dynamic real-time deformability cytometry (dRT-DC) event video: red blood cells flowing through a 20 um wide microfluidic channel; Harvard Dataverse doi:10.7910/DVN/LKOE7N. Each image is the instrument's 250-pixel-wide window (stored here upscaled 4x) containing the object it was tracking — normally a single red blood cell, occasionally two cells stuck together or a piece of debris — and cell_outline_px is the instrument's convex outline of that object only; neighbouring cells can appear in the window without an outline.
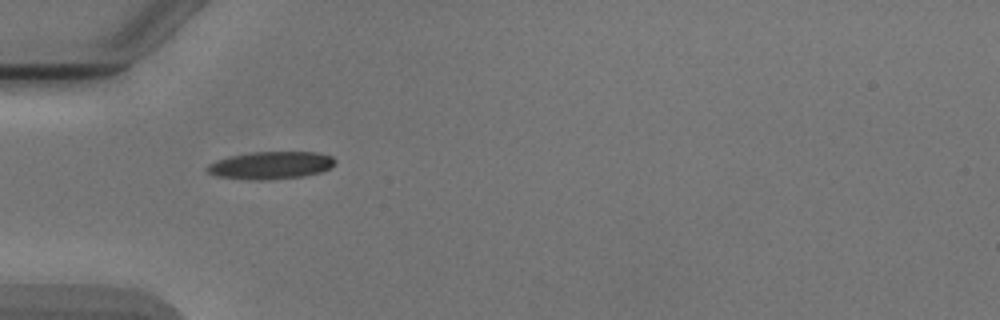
{"species": "Egyptian fruit bat (a non-hibernating species)", "species_latin": "Rousettus aegyptiacus", "temperature_condition": "cold", "stored_images_in_passage": 2, "camera_frame_rate_fps": 3000, "um_per_image_px": 0.085, "animal": {"sex": "male"}, "frame": {"image": 1, "passage_image": 1, "time_ms": 0.0, "image_size_px": [1000, 320], "cell_outline_px": [[336, 160], [328, 168], [320, 172], [300, 176], [268, 180], [256, 180], [216, 176], [208, 172], [204, 168], [208, 164], [216, 160], [232, 156], [252, 152], [316, 152], [332, 156]], "centroid_in_image_um": [22.97, 14.04], "position_along_channel_um": 62.0, "area_um2": 20.29}}
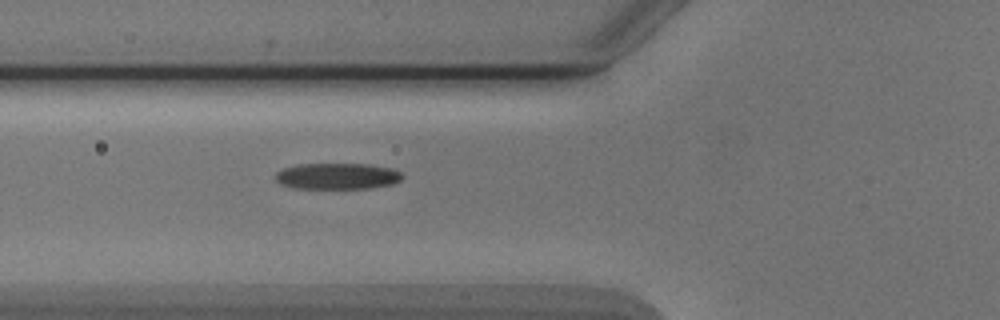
{"frame": {"image": 2, "passage_image": 2, "time_ms": 1.0, "image_size_px": [1000, 320], "cell_outline_px": [[404, 176], [400, 180], [392, 184], [372, 188], [292, 188], [280, 184], [276, 180], [276, 172], [284, 168], [300, 164], [368, 164], [392, 168], [400, 172]], "centroid_in_image_um": [28.68, 14.97], "position_along_channel_um": 97.1, "area_um2": 19.36}}